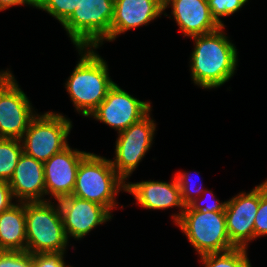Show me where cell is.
Returning a JSON list of instances; mask_svg holds the SVG:
<instances>
[{"label": "cell", "mask_w": 267, "mask_h": 267, "mask_svg": "<svg viewBox=\"0 0 267 267\" xmlns=\"http://www.w3.org/2000/svg\"><path fill=\"white\" fill-rule=\"evenodd\" d=\"M176 225L200 256L235 248L227 233L225 211L184 210Z\"/></svg>", "instance_id": "7"}, {"label": "cell", "mask_w": 267, "mask_h": 267, "mask_svg": "<svg viewBox=\"0 0 267 267\" xmlns=\"http://www.w3.org/2000/svg\"><path fill=\"white\" fill-rule=\"evenodd\" d=\"M175 177L178 181L180 192H181V200L182 203L187 206L194 199L201 196V193L205 191L202 187H194L191 181V174L188 172H178L175 174ZM196 186V185H195ZM201 186V185H199ZM197 188V189H196Z\"/></svg>", "instance_id": "24"}, {"label": "cell", "mask_w": 267, "mask_h": 267, "mask_svg": "<svg viewBox=\"0 0 267 267\" xmlns=\"http://www.w3.org/2000/svg\"><path fill=\"white\" fill-rule=\"evenodd\" d=\"M224 28L191 37L195 41L190 57L191 77L194 85L203 89L224 85L237 70V49L223 32Z\"/></svg>", "instance_id": "1"}, {"label": "cell", "mask_w": 267, "mask_h": 267, "mask_svg": "<svg viewBox=\"0 0 267 267\" xmlns=\"http://www.w3.org/2000/svg\"><path fill=\"white\" fill-rule=\"evenodd\" d=\"M164 12L163 0H114L110 42L139 26L148 25Z\"/></svg>", "instance_id": "16"}, {"label": "cell", "mask_w": 267, "mask_h": 267, "mask_svg": "<svg viewBox=\"0 0 267 267\" xmlns=\"http://www.w3.org/2000/svg\"><path fill=\"white\" fill-rule=\"evenodd\" d=\"M16 202H43L46 189L43 162L24 153L20 156L14 173L9 180ZM43 198V199H42Z\"/></svg>", "instance_id": "17"}, {"label": "cell", "mask_w": 267, "mask_h": 267, "mask_svg": "<svg viewBox=\"0 0 267 267\" xmlns=\"http://www.w3.org/2000/svg\"><path fill=\"white\" fill-rule=\"evenodd\" d=\"M22 153L19 139L0 138V180L9 182Z\"/></svg>", "instance_id": "20"}, {"label": "cell", "mask_w": 267, "mask_h": 267, "mask_svg": "<svg viewBox=\"0 0 267 267\" xmlns=\"http://www.w3.org/2000/svg\"><path fill=\"white\" fill-rule=\"evenodd\" d=\"M30 100L10 73L0 83V138L21 139L37 115Z\"/></svg>", "instance_id": "9"}, {"label": "cell", "mask_w": 267, "mask_h": 267, "mask_svg": "<svg viewBox=\"0 0 267 267\" xmlns=\"http://www.w3.org/2000/svg\"><path fill=\"white\" fill-rule=\"evenodd\" d=\"M57 202L68 239L73 237L81 240L96 226L112 219V214L106 207L73 195L64 197Z\"/></svg>", "instance_id": "12"}, {"label": "cell", "mask_w": 267, "mask_h": 267, "mask_svg": "<svg viewBox=\"0 0 267 267\" xmlns=\"http://www.w3.org/2000/svg\"><path fill=\"white\" fill-rule=\"evenodd\" d=\"M88 153L68 145L44 162L46 195L54 197L56 201L72 195L79 164Z\"/></svg>", "instance_id": "13"}, {"label": "cell", "mask_w": 267, "mask_h": 267, "mask_svg": "<svg viewBox=\"0 0 267 267\" xmlns=\"http://www.w3.org/2000/svg\"><path fill=\"white\" fill-rule=\"evenodd\" d=\"M114 0H79L73 14L62 24L77 48H99L110 42Z\"/></svg>", "instance_id": "5"}, {"label": "cell", "mask_w": 267, "mask_h": 267, "mask_svg": "<svg viewBox=\"0 0 267 267\" xmlns=\"http://www.w3.org/2000/svg\"><path fill=\"white\" fill-rule=\"evenodd\" d=\"M122 190L126 192V181L115 171L110 159L89 152L81 160L73 196L98 203L111 212L118 204L115 196Z\"/></svg>", "instance_id": "3"}, {"label": "cell", "mask_w": 267, "mask_h": 267, "mask_svg": "<svg viewBox=\"0 0 267 267\" xmlns=\"http://www.w3.org/2000/svg\"><path fill=\"white\" fill-rule=\"evenodd\" d=\"M150 112L139 122L118 133L115 158L110 160L115 171L126 181L145 157L153 142L155 121Z\"/></svg>", "instance_id": "8"}, {"label": "cell", "mask_w": 267, "mask_h": 267, "mask_svg": "<svg viewBox=\"0 0 267 267\" xmlns=\"http://www.w3.org/2000/svg\"><path fill=\"white\" fill-rule=\"evenodd\" d=\"M248 248L235 247L231 250L200 256L205 267H252L247 257Z\"/></svg>", "instance_id": "19"}, {"label": "cell", "mask_w": 267, "mask_h": 267, "mask_svg": "<svg viewBox=\"0 0 267 267\" xmlns=\"http://www.w3.org/2000/svg\"><path fill=\"white\" fill-rule=\"evenodd\" d=\"M26 251L31 254L65 252L68 245L59 204L25 202Z\"/></svg>", "instance_id": "4"}, {"label": "cell", "mask_w": 267, "mask_h": 267, "mask_svg": "<svg viewBox=\"0 0 267 267\" xmlns=\"http://www.w3.org/2000/svg\"><path fill=\"white\" fill-rule=\"evenodd\" d=\"M126 192L132 194L138 202L136 204H140L145 209L163 210L179 207L180 212L171 215L175 224L179 221L185 209L175 175L171 183L152 180L137 183L126 182Z\"/></svg>", "instance_id": "14"}, {"label": "cell", "mask_w": 267, "mask_h": 267, "mask_svg": "<svg viewBox=\"0 0 267 267\" xmlns=\"http://www.w3.org/2000/svg\"><path fill=\"white\" fill-rule=\"evenodd\" d=\"M11 73L9 70L1 71L0 72V83Z\"/></svg>", "instance_id": "30"}, {"label": "cell", "mask_w": 267, "mask_h": 267, "mask_svg": "<svg viewBox=\"0 0 267 267\" xmlns=\"http://www.w3.org/2000/svg\"><path fill=\"white\" fill-rule=\"evenodd\" d=\"M260 201V185L250 192H241L226 202V229L235 247L247 248L254 240V221Z\"/></svg>", "instance_id": "11"}, {"label": "cell", "mask_w": 267, "mask_h": 267, "mask_svg": "<svg viewBox=\"0 0 267 267\" xmlns=\"http://www.w3.org/2000/svg\"><path fill=\"white\" fill-rule=\"evenodd\" d=\"M79 0H35V7L46 11L61 25L73 14Z\"/></svg>", "instance_id": "21"}, {"label": "cell", "mask_w": 267, "mask_h": 267, "mask_svg": "<svg viewBox=\"0 0 267 267\" xmlns=\"http://www.w3.org/2000/svg\"><path fill=\"white\" fill-rule=\"evenodd\" d=\"M65 252L32 254V267H73L64 262Z\"/></svg>", "instance_id": "26"}, {"label": "cell", "mask_w": 267, "mask_h": 267, "mask_svg": "<svg viewBox=\"0 0 267 267\" xmlns=\"http://www.w3.org/2000/svg\"><path fill=\"white\" fill-rule=\"evenodd\" d=\"M25 4L35 7V0H0V11Z\"/></svg>", "instance_id": "29"}, {"label": "cell", "mask_w": 267, "mask_h": 267, "mask_svg": "<svg viewBox=\"0 0 267 267\" xmlns=\"http://www.w3.org/2000/svg\"><path fill=\"white\" fill-rule=\"evenodd\" d=\"M0 267H32V254L27 251H0Z\"/></svg>", "instance_id": "25"}, {"label": "cell", "mask_w": 267, "mask_h": 267, "mask_svg": "<svg viewBox=\"0 0 267 267\" xmlns=\"http://www.w3.org/2000/svg\"><path fill=\"white\" fill-rule=\"evenodd\" d=\"M212 17L216 22L225 26L220 17H226L238 12L249 0H207Z\"/></svg>", "instance_id": "22"}, {"label": "cell", "mask_w": 267, "mask_h": 267, "mask_svg": "<svg viewBox=\"0 0 267 267\" xmlns=\"http://www.w3.org/2000/svg\"><path fill=\"white\" fill-rule=\"evenodd\" d=\"M80 60L65 83V88L77 112L89 117L106 98L115 82L109 76V68L95 50L77 48Z\"/></svg>", "instance_id": "2"}, {"label": "cell", "mask_w": 267, "mask_h": 267, "mask_svg": "<svg viewBox=\"0 0 267 267\" xmlns=\"http://www.w3.org/2000/svg\"><path fill=\"white\" fill-rule=\"evenodd\" d=\"M203 193L204 194L208 193L209 195H211L210 197H213L212 199H214V197H215L211 190L205 189V191ZM201 197H203V196L201 195L198 198L194 199L192 202H190L187 206H185L184 210H197V211H208V212L225 211L227 201L220 203L219 200L215 199V202H212L209 205L208 204L204 205L203 202H204L205 198L201 199Z\"/></svg>", "instance_id": "27"}, {"label": "cell", "mask_w": 267, "mask_h": 267, "mask_svg": "<svg viewBox=\"0 0 267 267\" xmlns=\"http://www.w3.org/2000/svg\"><path fill=\"white\" fill-rule=\"evenodd\" d=\"M72 126V121L63 114L52 111L37 114L20 139L23 153L46 162L69 145L67 137Z\"/></svg>", "instance_id": "6"}, {"label": "cell", "mask_w": 267, "mask_h": 267, "mask_svg": "<svg viewBox=\"0 0 267 267\" xmlns=\"http://www.w3.org/2000/svg\"><path fill=\"white\" fill-rule=\"evenodd\" d=\"M164 11L171 6L172 18L183 32V36L194 37L218 30L207 0H163Z\"/></svg>", "instance_id": "15"}, {"label": "cell", "mask_w": 267, "mask_h": 267, "mask_svg": "<svg viewBox=\"0 0 267 267\" xmlns=\"http://www.w3.org/2000/svg\"><path fill=\"white\" fill-rule=\"evenodd\" d=\"M151 111L150 102L133 97L115 83L89 117L109 125L120 133L139 122Z\"/></svg>", "instance_id": "10"}, {"label": "cell", "mask_w": 267, "mask_h": 267, "mask_svg": "<svg viewBox=\"0 0 267 267\" xmlns=\"http://www.w3.org/2000/svg\"><path fill=\"white\" fill-rule=\"evenodd\" d=\"M267 236V180L260 184V201L254 221V239Z\"/></svg>", "instance_id": "23"}, {"label": "cell", "mask_w": 267, "mask_h": 267, "mask_svg": "<svg viewBox=\"0 0 267 267\" xmlns=\"http://www.w3.org/2000/svg\"><path fill=\"white\" fill-rule=\"evenodd\" d=\"M25 202L0 213V251H26Z\"/></svg>", "instance_id": "18"}, {"label": "cell", "mask_w": 267, "mask_h": 267, "mask_svg": "<svg viewBox=\"0 0 267 267\" xmlns=\"http://www.w3.org/2000/svg\"><path fill=\"white\" fill-rule=\"evenodd\" d=\"M14 197L9 182L0 180V213L9 209L15 203H12Z\"/></svg>", "instance_id": "28"}]
</instances>
